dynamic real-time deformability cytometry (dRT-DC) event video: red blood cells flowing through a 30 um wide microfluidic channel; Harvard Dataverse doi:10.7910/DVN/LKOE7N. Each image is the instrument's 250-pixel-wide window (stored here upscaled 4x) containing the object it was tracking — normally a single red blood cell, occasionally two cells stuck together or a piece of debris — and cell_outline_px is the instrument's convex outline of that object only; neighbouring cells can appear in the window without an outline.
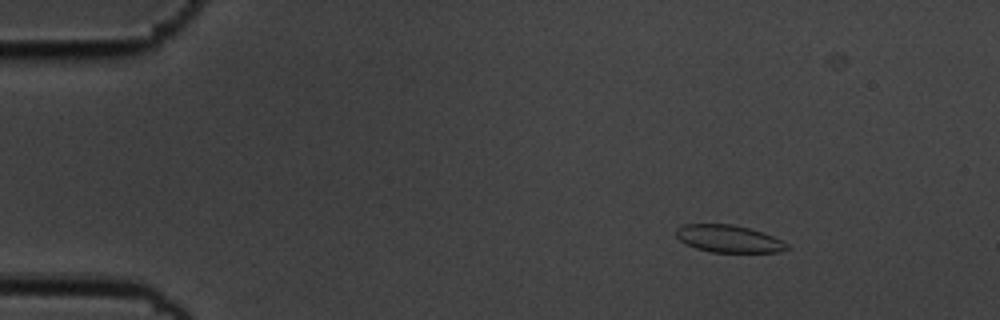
{"species": "common noctule bat (a hibernating species)", "species_latin": "Nyctalus noctula", "temperature_condition": "cold", "stored_images_in_passage": 56, "camera_frame_rate_fps": 3000, "um_per_image_px": 0.085, "animal": {"sex": "male", "body_mass_g": 19.5, "forearm_length_mm": 54.6}, "frame": {"image": 1, "passage_image": 8, "time_ms": 2.333, "image_size_px": [1000, 320], "cell_outline_px": [[788, 248], [780, 252], [712, 252], [696, 248], [684, 244], [676, 236], [676, 228], [684, 224], [732, 224], [748, 228], [772, 236], [788, 244]], "centroid_in_image_um": [61.89, 20.29], "position_along_channel_um": 23.1, "area_um2": 17.51}}
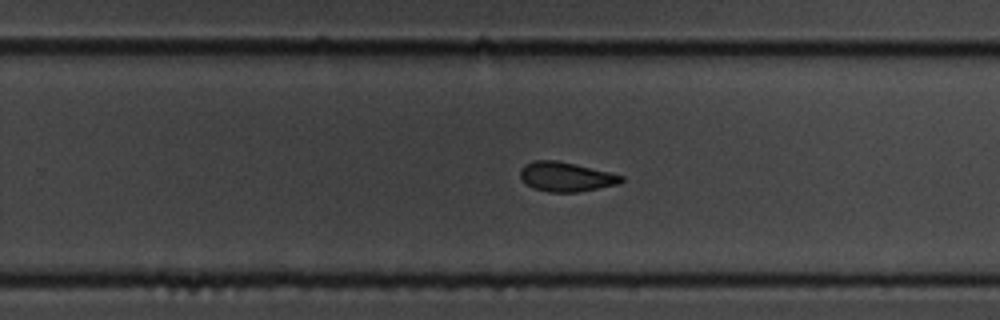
{"frame": {"image": 2, "passage_image": 36, "time_ms": 11.667, "image_size_px": [1000, 320], "cell_outline_px": [[624, 180], [620, 184], [580, 192], [548, 192], [532, 188], [520, 176], [520, 168], [524, 164], [532, 160], [556, 160], [608, 172], [624, 176]], "centroid_in_image_um": [48.1, 15.03], "position_along_channel_um": 281.7, "area_um2": 17.34}}
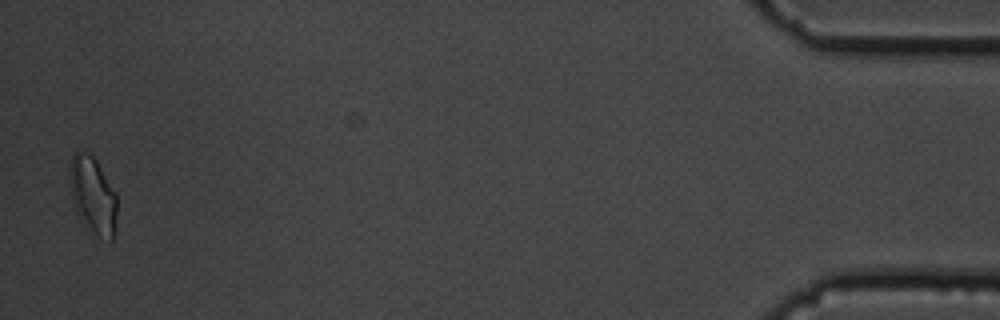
{"frame": {"image": 3, "passage_image": 55, "time_ms": 18.0, "image_size_px": [1000, 320], "cell_outline_px": [[116, 212], [112, 240], [108, 240], [100, 236], [80, 220], [76, 212], [72, 200], [68, 180], [68, 168], [72, 156], [76, 152], [88, 152], [96, 160], [116, 192]], "centroid_in_image_um": [7.85, 16.54], "position_along_channel_um": 427.3, "area_um2": 21.1}, "authors_computed_cell_mechanics": {"area_um2": 17.8602, "velocity_mm_per_s": 3.624, "shape_relaxation_time_tau1_ms": null, "shape_relaxation_time_tau2_ms": 2.1252, "deformation_change_tau1": null, "deformation_change_tau2": 0.0804}}